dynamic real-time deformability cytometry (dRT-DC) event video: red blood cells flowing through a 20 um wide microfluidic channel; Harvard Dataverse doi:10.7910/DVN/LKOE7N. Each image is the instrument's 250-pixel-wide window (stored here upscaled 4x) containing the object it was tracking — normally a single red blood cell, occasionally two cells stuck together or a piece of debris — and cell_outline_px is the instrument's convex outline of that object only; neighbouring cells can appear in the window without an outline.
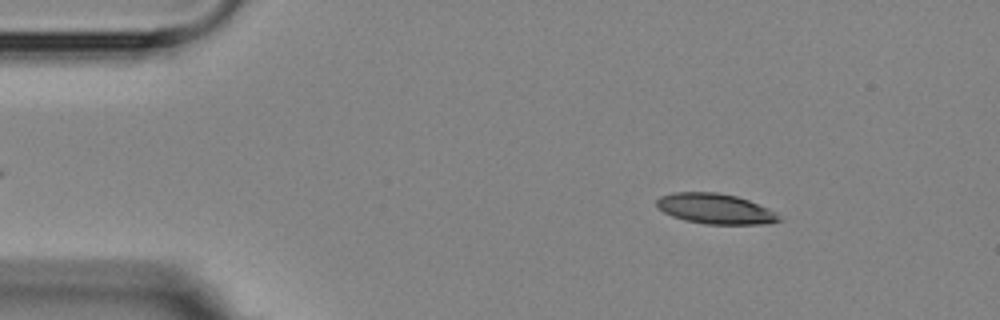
{"species": "Egyptian fruit bat (a non-hibernating species)", "species_latin": "Rousettus aegyptiacus", "temperature_condition": "room temperature", "stored_images_in_passage": 3, "camera_frame_rate_fps": 3000, "um_per_image_px": 0.085, "animal": {"sex": "female"}, "frame": {"image": 1, "passage_image": 1, "time_ms": 0.0, "image_size_px": [1000, 320], "cell_outline_px": [[784, 220], [768, 224], [704, 224], [684, 220], [672, 216], [656, 208], [656, 200], [660, 196], [672, 192], [716, 192], [736, 196], [748, 200], [768, 208], [776, 212]], "centroid_in_image_um": [60.8, 17.75], "position_along_channel_um": 24.2, "area_um2": 21.85}}